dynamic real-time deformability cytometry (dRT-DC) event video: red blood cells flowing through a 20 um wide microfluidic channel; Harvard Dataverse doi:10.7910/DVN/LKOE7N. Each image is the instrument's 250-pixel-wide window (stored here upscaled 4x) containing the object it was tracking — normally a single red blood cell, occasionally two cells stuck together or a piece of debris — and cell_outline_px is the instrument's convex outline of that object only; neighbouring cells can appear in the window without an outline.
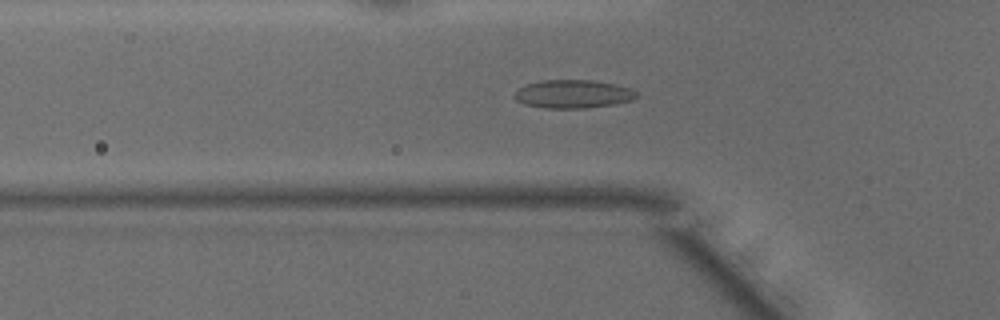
{"species": "common noctule bat (a hibernating species)", "species_latin": "Nyctalus noctula", "temperature_condition": "warm", "stored_images_in_passage": 48, "camera_frame_rate_fps": 3000, "um_per_image_px": 0.085, "animal": {"sex": "male", "body_mass_g": 15.6}, "frame": {"image": 1, "passage_image": 16, "time_ms": 5.0, "image_size_px": [1000, 320], "cell_outline_px": [[640, 96], [632, 100], [612, 104], [588, 108], [544, 108], [524, 104], [516, 100], [516, 92], [520, 88], [528, 84], [540, 80], [592, 80], [616, 84], [632, 88]], "centroid_in_image_um": [48.76, 7.99], "position_along_channel_um": 77.0, "area_um2": 20.11}}
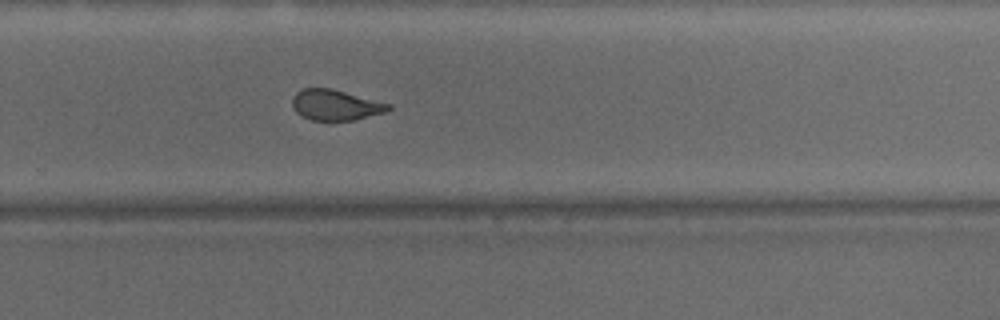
{"frame": {"image": 2, "passage_image": 32, "time_ms": 10.333, "image_size_px": [1000, 320], "cell_outline_px": [[392, 108], [384, 112], [352, 120], [312, 120], [300, 116], [292, 108], [292, 100], [296, 92], [304, 88], [332, 88], [392, 104]], "centroid_in_image_um": [28.5, 8.91], "position_along_channel_um": 301.3, "area_um2": 17.17}}
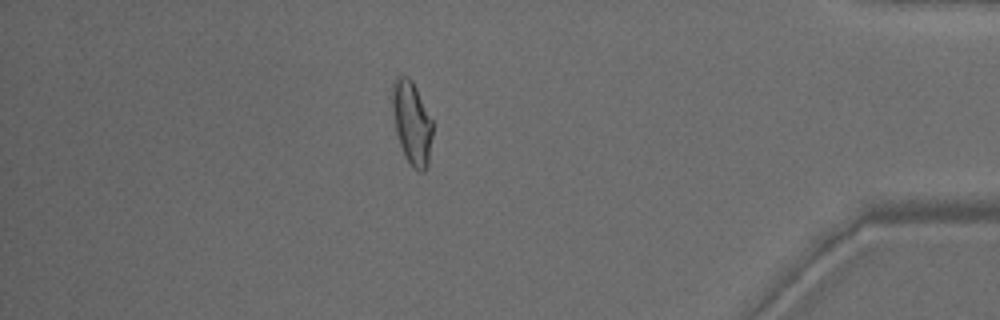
{"frame": {"image": 3, "passage_image": 42, "time_ms": 13.667, "image_size_px": [1000, 320], "cell_outline_px": [[432, 136], [428, 164], [424, 172], [420, 172], [404, 156], [396, 132], [392, 108], [392, 84], [396, 76], [408, 76], [412, 80], [432, 120]], "centroid_in_image_um": [35.0, 10.41], "position_along_channel_um": 400.2, "area_um2": 19.31}, "authors_computed_cell_mechanics": {"area_um2": 19.2474, "velocity_mm_per_s": 4.1888, "shape_relaxation_time_tau1_ms": 7.7974, "shape_relaxation_time_tau2_ms": 0.9162, "deformation_change_tau1": 0.2185, "deformation_change_tau2": 0.0655}}